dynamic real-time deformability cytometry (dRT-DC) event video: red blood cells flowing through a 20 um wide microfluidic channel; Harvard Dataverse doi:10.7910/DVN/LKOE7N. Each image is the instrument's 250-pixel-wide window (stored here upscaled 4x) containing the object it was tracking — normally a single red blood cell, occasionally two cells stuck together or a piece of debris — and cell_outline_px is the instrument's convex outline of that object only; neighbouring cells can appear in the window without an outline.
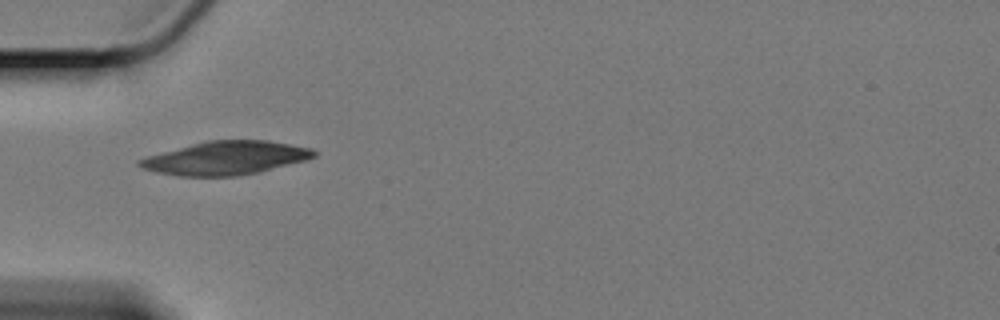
{"species": "Egyptian fruit bat (a non-hibernating species)", "species_latin": "Rousettus aegyptiacus", "temperature_condition": "cold", "stored_images_in_passage": 26, "camera_frame_rate_fps": 3000, "um_per_image_px": 0.085, "animal": {"sex": "female"}, "frame": {"image": 1, "passage_image": 1, "time_ms": 0.0, "image_size_px": [1000, 320], "cell_outline_px": [[316, 156], [308, 160], [260, 172], [236, 176], [180, 176], [156, 172], [144, 168], [136, 164], [136, 160], [148, 156], [192, 144], [208, 140], [268, 140], [292, 144], [312, 148], [316, 152]], "centroid_in_image_um": [19.24, 13.43], "position_along_channel_um": 65.8, "area_um2": 34.04}}
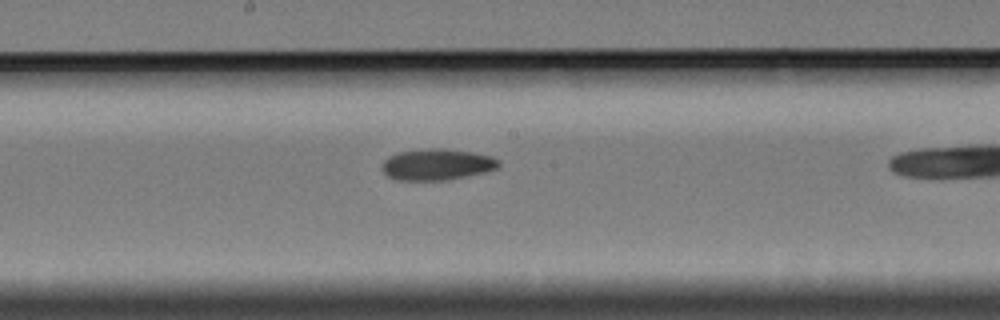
{"frame": {"image": 2, "passage_image": 10, "time_ms": 3.0, "image_size_px": [1000, 320], "cell_outline_px": [[500, 164], [496, 168], [484, 172], [468, 176], [448, 180], [396, 180], [388, 176], [380, 168], [384, 160], [388, 156], [396, 152], [428, 148], [444, 148], [472, 152], [492, 156], [500, 160]], "centroid_in_image_um": [37.12, 13.97], "position_along_channel_um": 211.1, "area_um2": 21.5}}
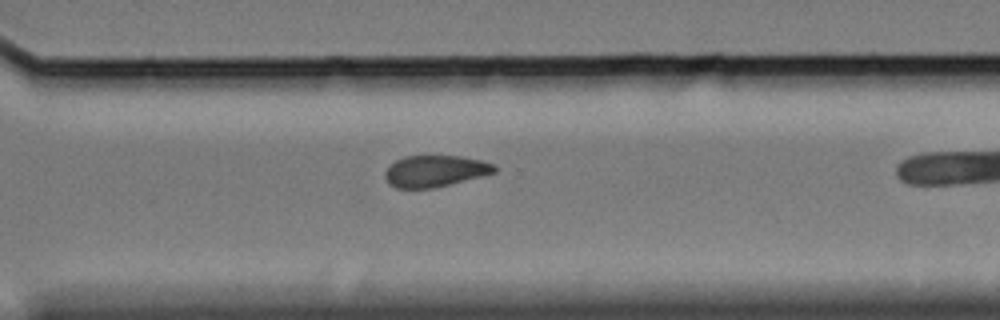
{"frame": {"image": 3, "passage_image": 21, "time_ms": 6.667, "image_size_px": [1000, 320], "cell_outline_px": [[496, 172], [432, 188], [396, 188], [388, 184], [384, 176], [384, 172], [396, 160], [404, 156], [460, 156], [484, 160], [496, 164]], "centroid_in_image_um": [36.98, 14.53], "position_along_channel_um": 333.6, "area_um2": 20.0}}